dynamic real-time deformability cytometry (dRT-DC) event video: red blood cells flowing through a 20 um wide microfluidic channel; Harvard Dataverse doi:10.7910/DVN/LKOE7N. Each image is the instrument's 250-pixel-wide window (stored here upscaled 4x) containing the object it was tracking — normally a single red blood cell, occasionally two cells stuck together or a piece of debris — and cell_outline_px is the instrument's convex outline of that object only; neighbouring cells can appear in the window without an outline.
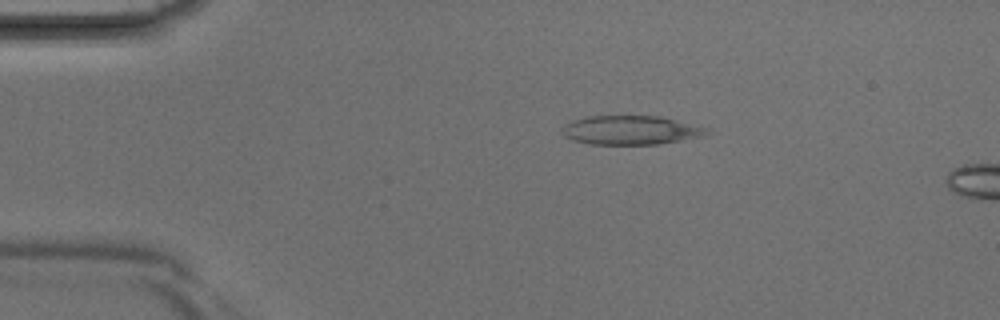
{"species": "Egyptian fruit bat (a non-hibernating species)", "species_latin": "Rousettus aegyptiacus", "temperature_condition": "room temperature", "stored_images_in_passage": 4, "camera_frame_rate_fps": 3000, "um_per_image_px": 0.085, "animal": {"sex": "male"}, "frame": {"image": 1, "passage_image": 3, "time_ms": 0.667, "image_size_px": [1000, 320], "cell_outline_px": [[712, 128], [708, 132], [700, 136], [680, 140], [656, 144], [592, 144], [572, 140], [564, 136], [560, 128], [564, 124], [572, 120], [584, 116], [660, 116]], "centroid_in_image_um": [53.57, 11.05], "position_along_channel_um": 31.4, "area_um2": 24.51}}